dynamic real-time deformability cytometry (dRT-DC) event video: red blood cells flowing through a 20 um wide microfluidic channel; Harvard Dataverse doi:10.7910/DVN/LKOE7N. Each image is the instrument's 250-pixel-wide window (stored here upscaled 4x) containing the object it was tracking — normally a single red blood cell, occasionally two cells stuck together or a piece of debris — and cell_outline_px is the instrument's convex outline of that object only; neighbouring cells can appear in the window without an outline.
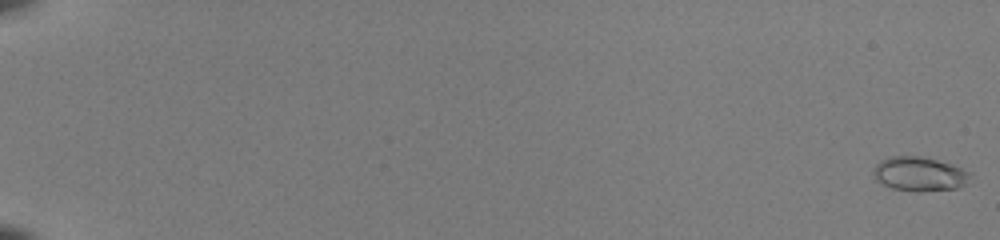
{"species": "common noctule bat (a hibernating species)", "species_latin": "Nyctalus noctula", "temperature_condition": "room temperature", "stored_images_in_passage": 20, "camera_frame_rate_fps": 3000, "um_per_image_px": 0.085, "animal": {"sex": "female", "body_mass_g": 22.0, "forearm_length_mm": 56.7}, "frame": {"image": 1, "passage_image": 1, "time_ms": 0.0, "image_size_px": [1000, 240], "cell_outline_px": [[972, 172], [964, 184], [956, 188], [920, 192], [916, 192], [892, 188], [880, 184], [876, 180], [872, 172], [876, 164], [880, 160], [888, 156], [920, 156], [952, 164]], "centroid_in_image_um": [78.1, 14.79], "position_along_channel_um": 6.9, "area_um2": 19.42}}